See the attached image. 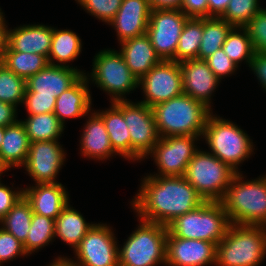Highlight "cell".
Masks as SVG:
<instances>
[{
    "instance_id": "5bb4252c",
    "label": "cell",
    "mask_w": 266,
    "mask_h": 266,
    "mask_svg": "<svg viewBox=\"0 0 266 266\" xmlns=\"http://www.w3.org/2000/svg\"><path fill=\"white\" fill-rule=\"evenodd\" d=\"M200 136L179 135L160 137L152 152L160 170L156 176H183L189 161L198 151L194 141Z\"/></svg>"
},
{
    "instance_id": "ab89813d",
    "label": "cell",
    "mask_w": 266,
    "mask_h": 266,
    "mask_svg": "<svg viewBox=\"0 0 266 266\" xmlns=\"http://www.w3.org/2000/svg\"><path fill=\"white\" fill-rule=\"evenodd\" d=\"M55 96L37 95V92H25L23 104L29 115L53 113Z\"/></svg>"
},
{
    "instance_id": "4dcf8cb0",
    "label": "cell",
    "mask_w": 266,
    "mask_h": 266,
    "mask_svg": "<svg viewBox=\"0 0 266 266\" xmlns=\"http://www.w3.org/2000/svg\"><path fill=\"white\" fill-rule=\"evenodd\" d=\"M2 64L27 80L30 76L44 69L48 64V59L37 53H23L12 51L8 47L4 52Z\"/></svg>"
},
{
    "instance_id": "7402d4cb",
    "label": "cell",
    "mask_w": 266,
    "mask_h": 266,
    "mask_svg": "<svg viewBox=\"0 0 266 266\" xmlns=\"http://www.w3.org/2000/svg\"><path fill=\"white\" fill-rule=\"evenodd\" d=\"M121 43V55L130 71L138 78H142L162 59L156 53L148 35L126 39Z\"/></svg>"
},
{
    "instance_id": "60d3db41",
    "label": "cell",
    "mask_w": 266,
    "mask_h": 266,
    "mask_svg": "<svg viewBox=\"0 0 266 266\" xmlns=\"http://www.w3.org/2000/svg\"><path fill=\"white\" fill-rule=\"evenodd\" d=\"M19 255H28L24 250L23 243L11 233L0 228V265L2 262L16 258Z\"/></svg>"
},
{
    "instance_id": "1f68e13d",
    "label": "cell",
    "mask_w": 266,
    "mask_h": 266,
    "mask_svg": "<svg viewBox=\"0 0 266 266\" xmlns=\"http://www.w3.org/2000/svg\"><path fill=\"white\" fill-rule=\"evenodd\" d=\"M33 211L31 205L23 196L13 208L0 220L2 228L11 233L21 243L26 241Z\"/></svg>"
},
{
    "instance_id": "681fc988",
    "label": "cell",
    "mask_w": 266,
    "mask_h": 266,
    "mask_svg": "<svg viewBox=\"0 0 266 266\" xmlns=\"http://www.w3.org/2000/svg\"><path fill=\"white\" fill-rule=\"evenodd\" d=\"M8 29L5 21L0 25V58H3L4 52L7 49Z\"/></svg>"
},
{
    "instance_id": "f907efd6",
    "label": "cell",
    "mask_w": 266,
    "mask_h": 266,
    "mask_svg": "<svg viewBox=\"0 0 266 266\" xmlns=\"http://www.w3.org/2000/svg\"><path fill=\"white\" fill-rule=\"evenodd\" d=\"M49 266H76L71 259L66 257H59Z\"/></svg>"
},
{
    "instance_id": "8d00e7d4",
    "label": "cell",
    "mask_w": 266,
    "mask_h": 266,
    "mask_svg": "<svg viewBox=\"0 0 266 266\" xmlns=\"http://www.w3.org/2000/svg\"><path fill=\"white\" fill-rule=\"evenodd\" d=\"M258 0H230L220 17L233 27H244L262 8Z\"/></svg>"
},
{
    "instance_id": "6da1fadb",
    "label": "cell",
    "mask_w": 266,
    "mask_h": 266,
    "mask_svg": "<svg viewBox=\"0 0 266 266\" xmlns=\"http://www.w3.org/2000/svg\"><path fill=\"white\" fill-rule=\"evenodd\" d=\"M204 199L183 176L144 177L132 206L140 220L167 226L176 217L193 211Z\"/></svg>"
},
{
    "instance_id": "cb8c5ba5",
    "label": "cell",
    "mask_w": 266,
    "mask_h": 266,
    "mask_svg": "<svg viewBox=\"0 0 266 266\" xmlns=\"http://www.w3.org/2000/svg\"><path fill=\"white\" fill-rule=\"evenodd\" d=\"M30 140L20 121L4 127V136L0 146V160L9 170L23 166L26 162Z\"/></svg>"
},
{
    "instance_id": "ac0fdd59",
    "label": "cell",
    "mask_w": 266,
    "mask_h": 266,
    "mask_svg": "<svg viewBox=\"0 0 266 266\" xmlns=\"http://www.w3.org/2000/svg\"><path fill=\"white\" fill-rule=\"evenodd\" d=\"M84 74L86 73L70 66L48 64L26 80L25 92H37V95L57 98Z\"/></svg>"
},
{
    "instance_id": "2e32d148",
    "label": "cell",
    "mask_w": 266,
    "mask_h": 266,
    "mask_svg": "<svg viewBox=\"0 0 266 266\" xmlns=\"http://www.w3.org/2000/svg\"><path fill=\"white\" fill-rule=\"evenodd\" d=\"M216 264V244L167 234L166 265L205 266Z\"/></svg>"
},
{
    "instance_id": "603a6c76",
    "label": "cell",
    "mask_w": 266,
    "mask_h": 266,
    "mask_svg": "<svg viewBox=\"0 0 266 266\" xmlns=\"http://www.w3.org/2000/svg\"><path fill=\"white\" fill-rule=\"evenodd\" d=\"M88 78L82 75L71 87L56 98L54 114L64 125L65 118H79L90 112L91 95Z\"/></svg>"
},
{
    "instance_id": "f5cc1de1",
    "label": "cell",
    "mask_w": 266,
    "mask_h": 266,
    "mask_svg": "<svg viewBox=\"0 0 266 266\" xmlns=\"http://www.w3.org/2000/svg\"><path fill=\"white\" fill-rule=\"evenodd\" d=\"M6 167L3 165V163L0 160V174H2L3 171H6ZM1 176V175H0Z\"/></svg>"
},
{
    "instance_id": "ffe728a7",
    "label": "cell",
    "mask_w": 266,
    "mask_h": 266,
    "mask_svg": "<svg viewBox=\"0 0 266 266\" xmlns=\"http://www.w3.org/2000/svg\"><path fill=\"white\" fill-rule=\"evenodd\" d=\"M68 192L61 183L36 184L23 190L33 213L56 219L69 203Z\"/></svg>"
},
{
    "instance_id": "f35d334b",
    "label": "cell",
    "mask_w": 266,
    "mask_h": 266,
    "mask_svg": "<svg viewBox=\"0 0 266 266\" xmlns=\"http://www.w3.org/2000/svg\"><path fill=\"white\" fill-rule=\"evenodd\" d=\"M243 28L255 52L266 53V9H261Z\"/></svg>"
},
{
    "instance_id": "816d5d0a",
    "label": "cell",
    "mask_w": 266,
    "mask_h": 266,
    "mask_svg": "<svg viewBox=\"0 0 266 266\" xmlns=\"http://www.w3.org/2000/svg\"><path fill=\"white\" fill-rule=\"evenodd\" d=\"M3 136H4V126H0V146L2 143Z\"/></svg>"
},
{
    "instance_id": "f546056e",
    "label": "cell",
    "mask_w": 266,
    "mask_h": 266,
    "mask_svg": "<svg viewBox=\"0 0 266 266\" xmlns=\"http://www.w3.org/2000/svg\"><path fill=\"white\" fill-rule=\"evenodd\" d=\"M232 28L231 24L221 18H203V34L198 59L205 60L221 49Z\"/></svg>"
},
{
    "instance_id": "c3c4849f",
    "label": "cell",
    "mask_w": 266,
    "mask_h": 266,
    "mask_svg": "<svg viewBox=\"0 0 266 266\" xmlns=\"http://www.w3.org/2000/svg\"><path fill=\"white\" fill-rule=\"evenodd\" d=\"M151 9H180L182 0H149Z\"/></svg>"
},
{
    "instance_id": "836d02e7",
    "label": "cell",
    "mask_w": 266,
    "mask_h": 266,
    "mask_svg": "<svg viewBox=\"0 0 266 266\" xmlns=\"http://www.w3.org/2000/svg\"><path fill=\"white\" fill-rule=\"evenodd\" d=\"M55 238V220L46 216L33 213L31 226L23 243L27 254L49 244Z\"/></svg>"
},
{
    "instance_id": "d6986e66",
    "label": "cell",
    "mask_w": 266,
    "mask_h": 266,
    "mask_svg": "<svg viewBox=\"0 0 266 266\" xmlns=\"http://www.w3.org/2000/svg\"><path fill=\"white\" fill-rule=\"evenodd\" d=\"M151 13L149 0H122V4L109 22L122 42L146 33Z\"/></svg>"
},
{
    "instance_id": "9c48e42d",
    "label": "cell",
    "mask_w": 266,
    "mask_h": 266,
    "mask_svg": "<svg viewBox=\"0 0 266 266\" xmlns=\"http://www.w3.org/2000/svg\"><path fill=\"white\" fill-rule=\"evenodd\" d=\"M92 81L104 91L112 94L111 101H123V95L139 85V79L130 71L120 52L102 50L94 58Z\"/></svg>"
},
{
    "instance_id": "484cf974",
    "label": "cell",
    "mask_w": 266,
    "mask_h": 266,
    "mask_svg": "<svg viewBox=\"0 0 266 266\" xmlns=\"http://www.w3.org/2000/svg\"><path fill=\"white\" fill-rule=\"evenodd\" d=\"M108 110L96 112L102 119L115 154L131 159V139L123 111L114 103Z\"/></svg>"
},
{
    "instance_id": "30bf717a",
    "label": "cell",
    "mask_w": 266,
    "mask_h": 266,
    "mask_svg": "<svg viewBox=\"0 0 266 266\" xmlns=\"http://www.w3.org/2000/svg\"><path fill=\"white\" fill-rule=\"evenodd\" d=\"M122 111L131 139V159L147 157L160 138L152 108L128 100L114 102Z\"/></svg>"
},
{
    "instance_id": "7a4b0ae2",
    "label": "cell",
    "mask_w": 266,
    "mask_h": 266,
    "mask_svg": "<svg viewBox=\"0 0 266 266\" xmlns=\"http://www.w3.org/2000/svg\"><path fill=\"white\" fill-rule=\"evenodd\" d=\"M160 137L201 136L206 127L209 109L202 102L182 94L152 107Z\"/></svg>"
},
{
    "instance_id": "74e56055",
    "label": "cell",
    "mask_w": 266,
    "mask_h": 266,
    "mask_svg": "<svg viewBox=\"0 0 266 266\" xmlns=\"http://www.w3.org/2000/svg\"><path fill=\"white\" fill-rule=\"evenodd\" d=\"M92 16L99 20L109 22L117 14L122 0H76Z\"/></svg>"
},
{
    "instance_id": "f1b7e54d",
    "label": "cell",
    "mask_w": 266,
    "mask_h": 266,
    "mask_svg": "<svg viewBox=\"0 0 266 266\" xmlns=\"http://www.w3.org/2000/svg\"><path fill=\"white\" fill-rule=\"evenodd\" d=\"M20 122L25 128L30 143L57 141L65 126L54 113L29 115L26 121Z\"/></svg>"
},
{
    "instance_id": "7dc6e473",
    "label": "cell",
    "mask_w": 266,
    "mask_h": 266,
    "mask_svg": "<svg viewBox=\"0 0 266 266\" xmlns=\"http://www.w3.org/2000/svg\"><path fill=\"white\" fill-rule=\"evenodd\" d=\"M230 0H208L209 18H220L226 11Z\"/></svg>"
},
{
    "instance_id": "e0dca14e",
    "label": "cell",
    "mask_w": 266,
    "mask_h": 266,
    "mask_svg": "<svg viewBox=\"0 0 266 266\" xmlns=\"http://www.w3.org/2000/svg\"><path fill=\"white\" fill-rule=\"evenodd\" d=\"M182 71L183 94L202 102L209 109L212 92L219 80L205 60L189 59L179 63Z\"/></svg>"
},
{
    "instance_id": "3957f363",
    "label": "cell",
    "mask_w": 266,
    "mask_h": 266,
    "mask_svg": "<svg viewBox=\"0 0 266 266\" xmlns=\"http://www.w3.org/2000/svg\"><path fill=\"white\" fill-rule=\"evenodd\" d=\"M237 172L227 187L223 199L230 224L266 226V175L243 181Z\"/></svg>"
},
{
    "instance_id": "44dd1931",
    "label": "cell",
    "mask_w": 266,
    "mask_h": 266,
    "mask_svg": "<svg viewBox=\"0 0 266 266\" xmlns=\"http://www.w3.org/2000/svg\"><path fill=\"white\" fill-rule=\"evenodd\" d=\"M52 35L53 27L41 24L23 25L8 30L7 47L17 52L37 53L48 59Z\"/></svg>"
},
{
    "instance_id": "ee69618b",
    "label": "cell",
    "mask_w": 266,
    "mask_h": 266,
    "mask_svg": "<svg viewBox=\"0 0 266 266\" xmlns=\"http://www.w3.org/2000/svg\"><path fill=\"white\" fill-rule=\"evenodd\" d=\"M23 197V190L12 191L11 188L0 182V220L13 208L20 198Z\"/></svg>"
},
{
    "instance_id": "52a82bcc",
    "label": "cell",
    "mask_w": 266,
    "mask_h": 266,
    "mask_svg": "<svg viewBox=\"0 0 266 266\" xmlns=\"http://www.w3.org/2000/svg\"><path fill=\"white\" fill-rule=\"evenodd\" d=\"M237 172L210 152L198 150L183 177L204 201L220 202Z\"/></svg>"
},
{
    "instance_id": "83f0119b",
    "label": "cell",
    "mask_w": 266,
    "mask_h": 266,
    "mask_svg": "<svg viewBox=\"0 0 266 266\" xmlns=\"http://www.w3.org/2000/svg\"><path fill=\"white\" fill-rule=\"evenodd\" d=\"M82 44L80 37L70 30H57L53 28L51 49L48 62L51 65L68 66L65 63L73 61L81 52ZM56 60V63L53 62Z\"/></svg>"
},
{
    "instance_id": "f6af8a7d",
    "label": "cell",
    "mask_w": 266,
    "mask_h": 266,
    "mask_svg": "<svg viewBox=\"0 0 266 266\" xmlns=\"http://www.w3.org/2000/svg\"><path fill=\"white\" fill-rule=\"evenodd\" d=\"M249 67L253 70L262 87L266 90V53L255 52Z\"/></svg>"
},
{
    "instance_id": "e575fe53",
    "label": "cell",
    "mask_w": 266,
    "mask_h": 266,
    "mask_svg": "<svg viewBox=\"0 0 266 266\" xmlns=\"http://www.w3.org/2000/svg\"><path fill=\"white\" fill-rule=\"evenodd\" d=\"M243 30L242 33H239ZM226 55L238 65L240 61L246 60L248 65L252 60L255 50L252 41L243 27H233L228 33L222 46Z\"/></svg>"
},
{
    "instance_id": "8992f818",
    "label": "cell",
    "mask_w": 266,
    "mask_h": 266,
    "mask_svg": "<svg viewBox=\"0 0 266 266\" xmlns=\"http://www.w3.org/2000/svg\"><path fill=\"white\" fill-rule=\"evenodd\" d=\"M140 221L136 231L118 250L119 266L166 265L167 226Z\"/></svg>"
},
{
    "instance_id": "9a60e30c",
    "label": "cell",
    "mask_w": 266,
    "mask_h": 266,
    "mask_svg": "<svg viewBox=\"0 0 266 266\" xmlns=\"http://www.w3.org/2000/svg\"><path fill=\"white\" fill-rule=\"evenodd\" d=\"M58 141H35L30 143L24 164L36 184L56 183L60 168L64 163V150Z\"/></svg>"
},
{
    "instance_id": "bcb514c9",
    "label": "cell",
    "mask_w": 266,
    "mask_h": 266,
    "mask_svg": "<svg viewBox=\"0 0 266 266\" xmlns=\"http://www.w3.org/2000/svg\"><path fill=\"white\" fill-rule=\"evenodd\" d=\"M16 108L14 105L0 101V126H9L16 123Z\"/></svg>"
},
{
    "instance_id": "d590c367",
    "label": "cell",
    "mask_w": 266,
    "mask_h": 266,
    "mask_svg": "<svg viewBox=\"0 0 266 266\" xmlns=\"http://www.w3.org/2000/svg\"><path fill=\"white\" fill-rule=\"evenodd\" d=\"M26 90V80L17 76L4 64H0V101L17 107L23 103Z\"/></svg>"
},
{
    "instance_id": "7bdbcfd3",
    "label": "cell",
    "mask_w": 266,
    "mask_h": 266,
    "mask_svg": "<svg viewBox=\"0 0 266 266\" xmlns=\"http://www.w3.org/2000/svg\"><path fill=\"white\" fill-rule=\"evenodd\" d=\"M180 10L188 18H209L208 0H182Z\"/></svg>"
},
{
    "instance_id": "8fae6325",
    "label": "cell",
    "mask_w": 266,
    "mask_h": 266,
    "mask_svg": "<svg viewBox=\"0 0 266 266\" xmlns=\"http://www.w3.org/2000/svg\"><path fill=\"white\" fill-rule=\"evenodd\" d=\"M188 17L180 9H151L146 34L162 60L176 61V49Z\"/></svg>"
},
{
    "instance_id": "4316f807",
    "label": "cell",
    "mask_w": 266,
    "mask_h": 266,
    "mask_svg": "<svg viewBox=\"0 0 266 266\" xmlns=\"http://www.w3.org/2000/svg\"><path fill=\"white\" fill-rule=\"evenodd\" d=\"M93 225L87 223L68 203L55 219V237L58 236L75 249Z\"/></svg>"
},
{
    "instance_id": "7c38bea8",
    "label": "cell",
    "mask_w": 266,
    "mask_h": 266,
    "mask_svg": "<svg viewBox=\"0 0 266 266\" xmlns=\"http://www.w3.org/2000/svg\"><path fill=\"white\" fill-rule=\"evenodd\" d=\"M145 94L141 103L153 107L183 94L182 71L178 62L162 60L139 79Z\"/></svg>"
},
{
    "instance_id": "d6a6232c",
    "label": "cell",
    "mask_w": 266,
    "mask_h": 266,
    "mask_svg": "<svg viewBox=\"0 0 266 266\" xmlns=\"http://www.w3.org/2000/svg\"><path fill=\"white\" fill-rule=\"evenodd\" d=\"M202 34L203 18H188L178 40L176 62L198 59Z\"/></svg>"
},
{
    "instance_id": "5b68a950",
    "label": "cell",
    "mask_w": 266,
    "mask_h": 266,
    "mask_svg": "<svg viewBox=\"0 0 266 266\" xmlns=\"http://www.w3.org/2000/svg\"><path fill=\"white\" fill-rule=\"evenodd\" d=\"M229 225L222 203L205 201L193 211L176 217L167 228L175 237L209 241L217 245Z\"/></svg>"
},
{
    "instance_id": "ba28073f",
    "label": "cell",
    "mask_w": 266,
    "mask_h": 266,
    "mask_svg": "<svg viewBox=\"0 0 266 266\" xmlns=\"http://www.w3.org/2000/svg\"><path fill=\"white\" fill-rule=\"evenodd\" d=\"M202 136L206 139L211 154L236 172L237 165L253 152V142L242 129L212 113L208 116Z\"/></svg>"
},
{
    "instance_id": "b9f144b4",
    "label": "cell",
    "mask_w": 266,
    "mask_h": 266,
    "mask_svg": "<svg viewBox=\"0 0 266 266\" xmlns=\"http://www.w3.org/2000/svg\"><path fill=\"white\" fill-rule=\"evenodd\" d=\"M205 61L219 80L223 78L222 76L235 72L238 67V65L226 55L222 48L215 51L211 56L205 59Z\"/></svg>"
},
{
    "instance_id": "277c9868",
    "label": "cell",
    "mask_w": 266,
    "mask_h": 266,
    "mask_svg": "<svg viewBox=\"0 0 266 266\" xmlns=\"http://www.w3.org/2000/svg\"><path fill=\"white\" fill-rule=\"evenodd\" d=\"M266 254V226L230 224L216 245V266H258Z\"/></svg>"
},
{
    "instance_id": "4fadbf2b",
    "label": "cell",
    "mask_w": 266,
    "mask_h": 266,
    "mask_svg": "<svg viewBox=\"0 0 266 266\" xmlns=\"http://www.w3.org/2000/svg\"><path fill=\"white\" fill-rule=\"evenodd\" d=\"M118 250L111 228L95 223L74 249L78 260L71 261L76 266H119Z\"/></svg>"
},
{
    "instance_id": "db71d44e",
    "label": "cell",
    "mask_w": 266,
    "mask_h": 266,
    "mask_svg": "<svg viewBox=\"0 0 266 266\" xmlns=\"http://www.w3.org/2000/svg\"><path fill=\"white\" fill-rule=\"evenodd\" d=\"M2 14L3 12H1V9H0V25L5 21L4 16Z\"/></svg>"
},
{
    "instance_id": "d4e9b609",
    "label": "cell",
    "mask_w": 266,
    "mask_h": 266,
    "mask_svg": "<svg viewBox=\"0 0 266 266\" xmlns=\"http://www.w3.org/2000/svg\"><path fill=\"white\" fill-rule=\"evenodd\" d=\"M80 143L81 152L86 157L104 160L115 153L103 119L96 112L89 117Z\"/></svg>"
}]
</instances>
